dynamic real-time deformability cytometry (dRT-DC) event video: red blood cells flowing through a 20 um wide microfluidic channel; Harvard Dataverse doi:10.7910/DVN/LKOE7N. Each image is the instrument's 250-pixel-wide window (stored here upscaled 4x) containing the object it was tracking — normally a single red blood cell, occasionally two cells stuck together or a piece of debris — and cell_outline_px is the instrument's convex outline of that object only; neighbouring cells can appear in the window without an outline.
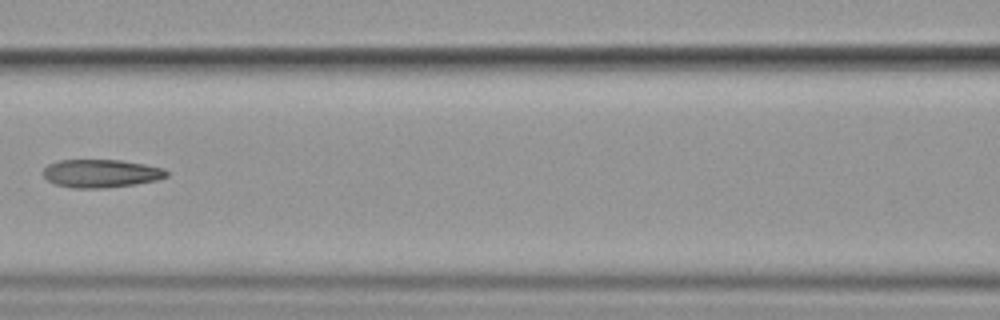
{"species": "common noctule bat (a hibernating species)", "species_latin": "Nyctalus noctula", "temperature_condition": "cold", "stored_images_in_passage": 13, "camera_frame_rate_fps": 3000, "um_per_image_px": 0.085, "animal": {"sex": "female", "body_mass_g": 19.9}, "frame": {"image": 1, "passage_image": 6, "time_ms": 6.667, "image_size_px": [1000, 320], "cell_outline_px": [[168, 176], [156, 180], [132, 184], [104, 188], [72, 188], [56, 184], [48, 180], [44, 176], [44, 168], [48, 164], [60, 160], [120, 160], [144, 164], [164, 168], [168, 172]], "centroid_in_image_um": [8.58, 14.73], "position_along_channel_um": 158.0, "area_um2": 20.06}}
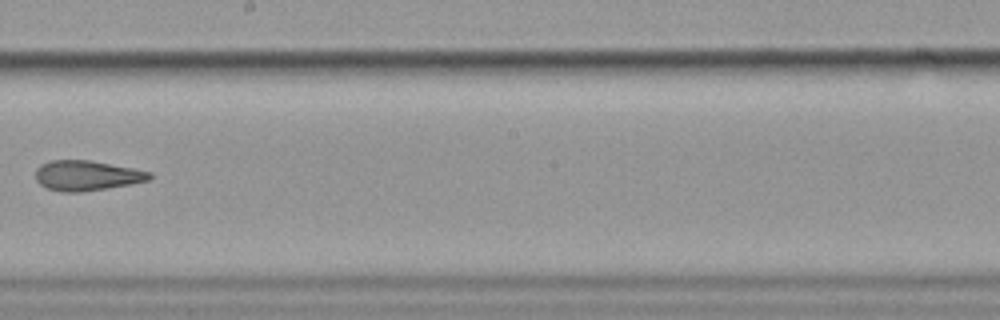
{"frame": {"image": 2, "passage_image": 8, "time_ms": 9.0, "image_size_px": [1000, 320], "cell_outline_px": [[152, 180], [132, 184], [84, 192], [60, 192], [44, 188], [36, 180], [36, 168], [40, 164], [52, 160], [92, 160], [152, 172]], "centroid_in_image_um": [7.38, 14.93], "position_along_channel_um": 240.8, "area_um2": 20.35}}
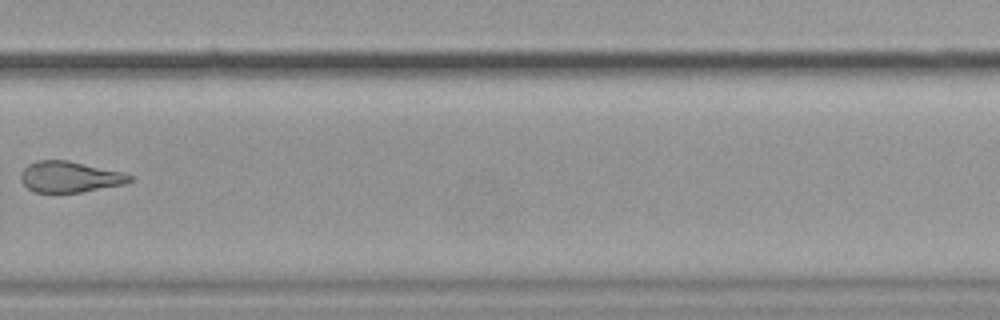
{"frame": {"image": 3, "passage_image": 10, "time_ms": 11.333, "image_size_px": [1000, 320], "cell_outline_px": [[132, 180], [124, 184], [80, 192], [32, 192], [20, 180], [20, 172], [28, 164], [36, 160], [68, 160], [124, 172], [132, 176]], "centroid_in_image_um": [5.9, 15.02], "position_along_channel_um": 323.9, "area_um2": 19.71}, "authors_computed_cell_mechanics": {"area_um2": 20.9814, "velocity_mm_per_s": 3.5807, "shape_relaxation_time_tau1_ms": 6.4419, "shape_relaxation_time_tau2_ms": 3.8502, "deformation_change_tau1": 0.2027, "deformation_change_tau2": 0.1405}}